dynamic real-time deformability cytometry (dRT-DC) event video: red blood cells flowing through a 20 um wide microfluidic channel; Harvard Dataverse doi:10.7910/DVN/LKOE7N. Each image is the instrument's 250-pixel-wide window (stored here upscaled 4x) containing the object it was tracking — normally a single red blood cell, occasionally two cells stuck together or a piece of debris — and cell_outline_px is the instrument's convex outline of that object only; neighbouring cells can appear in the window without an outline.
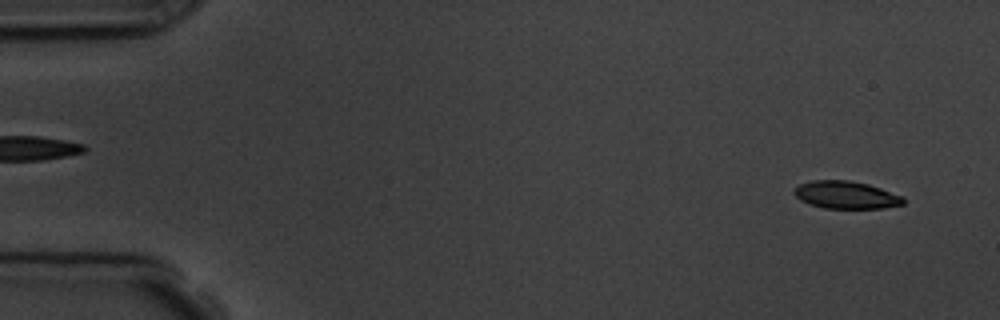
{"species": "common noctule bat (a hibernating species)", "species_latin": "Nyctalus noctula", "temperature_condition": "room temperature", "stored_images_in_passage": 6, "camera_frame_rate_fps": 3000, "um_per_image_px": 0.085, "animal": {"sex": "male", "body_mass_g": 19.5, "forearm_length_mm": 54.6}, "frame": {"image": 1, "passage_image": 1, "time_ms": 0.0, "image_size_px": [1000, 320], "cell_outline_px": [[904, 204], [884, 208], [824, 208], [808, 204], [800, 200], [792, 192], [800, 184], [812, 180], [848, 180], [868, 184], [904, 196]], "centroid_in_image_um": [71.91, 16.57], "position_along_channel_um": 13.1, "area_um2": 17.57}}
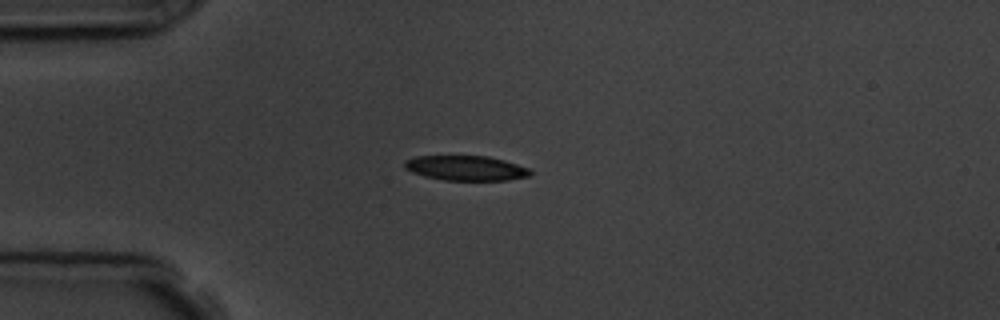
{"frame": {"image": 2, "passage_image": 4, "time_ms": 3.667, "image_size_px": [1000, 320], "cell_outline_px": [[532, 172], [528, 176], [508, 180], [444, 180], [424, 176], [412, 172], [404, 168], [404, 160], [416, 156], [488, 156], [504, 160], [528, 168]], "centroid_in_image_um": [39.57, 14.28], "position_along_channel_um": 45.4, "area_um2": 18.15}}